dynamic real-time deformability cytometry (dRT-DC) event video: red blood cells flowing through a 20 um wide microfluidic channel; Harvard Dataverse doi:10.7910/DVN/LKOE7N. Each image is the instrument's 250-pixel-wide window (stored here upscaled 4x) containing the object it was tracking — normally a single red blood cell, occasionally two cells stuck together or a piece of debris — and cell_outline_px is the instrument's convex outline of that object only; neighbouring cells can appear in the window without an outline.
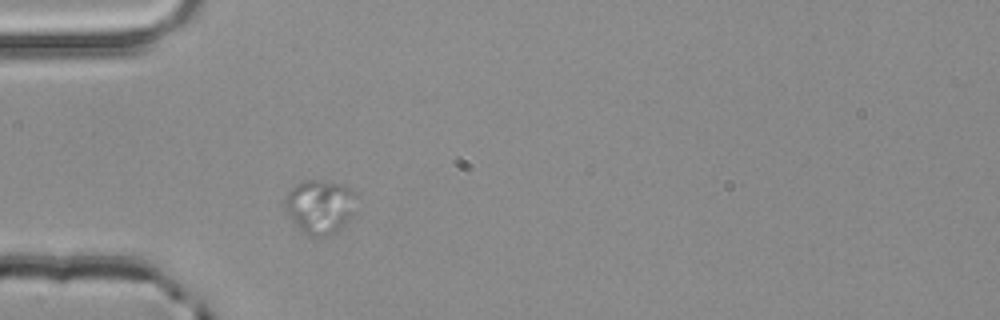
{"species": "common noctule bat (a hibernating species)", "species_latin": "Nyctalus noctula", "temperature_condition": "room temperature", "stored_images_in_passage": 2, "camera_frame_rate_fps": 3000, "um_per_image_px": 0.085, "animal": {"sex": "male", "body_mass_g": 20.4}, "frame": {"image": 1, "passage_image": 2, "time_ms": 0.333, "image_size_px": [1000, 320], "cell_outline_px": [[352, 192], [348, 220], [344, 224], [328, 236], [308, 236], [300, 232], [284, 208], [284, 196], [296, 184], [308, 180], [320, 180], [344, 184], [352, 188]], "centroid_in_image_um": [27.07, 17.56], "position_along_channel_um": 57.9, "area_um2": 21.85}}